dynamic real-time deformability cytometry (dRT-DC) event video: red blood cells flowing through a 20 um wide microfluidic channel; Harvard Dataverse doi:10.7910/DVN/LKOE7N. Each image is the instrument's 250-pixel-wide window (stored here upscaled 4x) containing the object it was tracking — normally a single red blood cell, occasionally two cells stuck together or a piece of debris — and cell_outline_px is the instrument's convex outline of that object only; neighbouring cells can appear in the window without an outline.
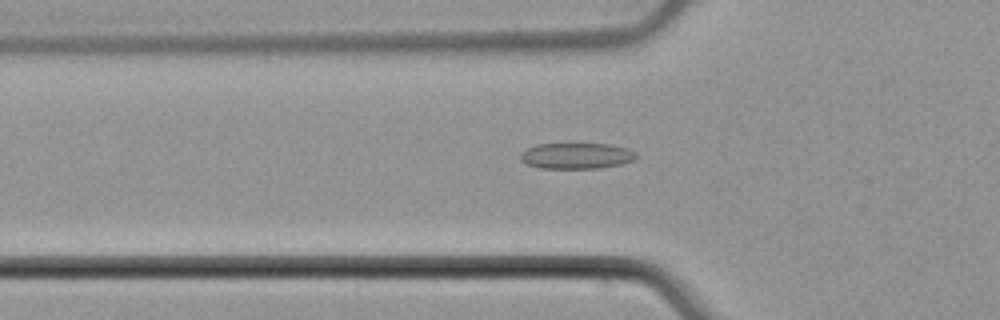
{"species": "common noctule bat (a hibernating species)", "species_latin": "Nyctalus noctula", "temperature_condition": "cold", "stored_images_in_passage": 33, "camera_frame_rate_fps": 3000, "um_per_image_px": 0.085, "animal": {"sex": "male", "body_mass_g": 21.5, "forearm_length_mm": 52.0}, "frame": {"image": 1, "passage_image": 4, "time_ms": 1.0, "image_size_px": [1000, 320], "cell_outline_px": [[636, 156], [632, 160], [620, 164], [600, 168], [540, 168], [528, 164], [520, 160], [520, 156], [528, 148], [536, 144], [608, 144], [628, 148], [636, 152]], "centroid_in_image_um": [49.0, 13.24], "position_along_channel_um": 76.8, "area_um2": 17.28}}
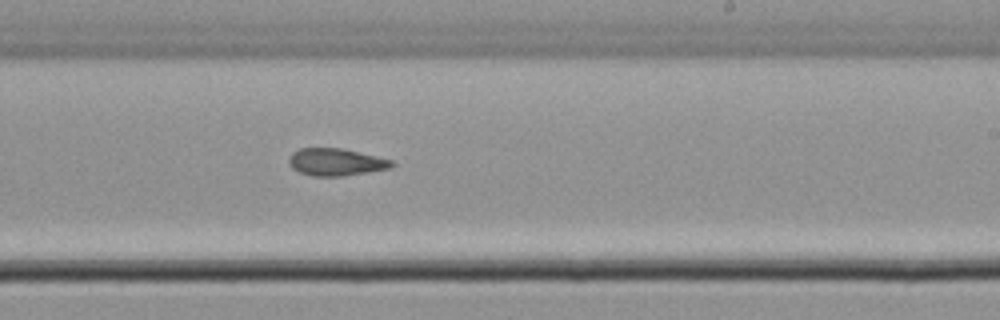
{"frame": {"image": 2, "passage_image": 18, "time_ms": 5.667, "image_size_px": [1000, 320], "cell_outline_px": [[396, 164], [392, 168], [344, 176], [312, 176], [300, 172], [292, 168], [288, 164], [288, 156], [292, 152], [300, 148], [340, 148], [376, 156], [392, 160]], "centroid_in_image_um": [28.54, 13.78], "position_along_channel_um": 260.5, "area_um2": 16.47}}
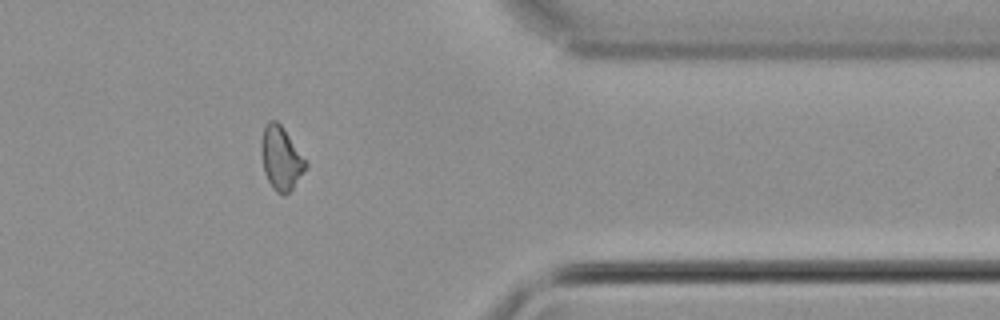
{"frame": {"image": 3, "passage_image": 29, "time_ms": 9.333, "image_size_px": [1000, 320], "cell_outline_px": [[308, 164], [292, 188], [284, 196], [276, 192], [272, 188], [264, 172], [260, 148], [260, 144], [264, 124], [268, 120], [276, 120], [284, 128]], "centroid_in_image_um": [23.84, 13.42], "position_along_channel_um": 387.6, "area_um2": 16.36}, "authors_computed_cell_mechanics": {"area_um2": 16.3574, "velocity_mm_per_s": 3.9387, "shape_relaxation_time_tau1_ms": null, "shape_relaxation_time_tau2_ms": 4.2117, "deformation_change_tau1": null, "deformation_change_tau2": 0.1024}}